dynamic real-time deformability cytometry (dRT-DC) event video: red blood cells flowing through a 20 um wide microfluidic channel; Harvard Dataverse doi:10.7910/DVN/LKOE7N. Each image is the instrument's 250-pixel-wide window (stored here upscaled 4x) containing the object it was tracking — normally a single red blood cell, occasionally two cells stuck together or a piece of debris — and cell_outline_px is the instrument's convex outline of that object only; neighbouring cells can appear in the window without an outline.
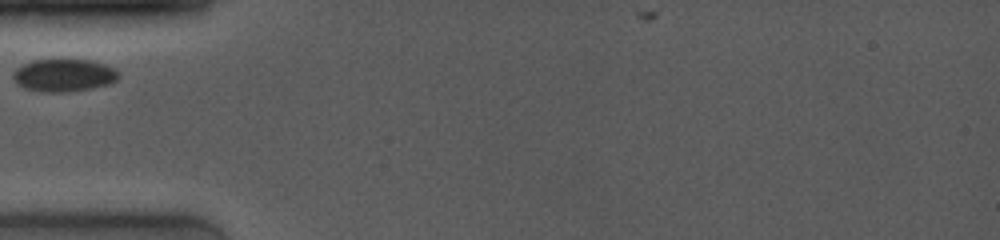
{"species": "common noctule bat (a hibernating species)", "species_latin": "Nyctalus noctula", "temperature_condition": "room temperature", "stored_images_in_passage": 20, "camera_frame_rate_fps": 4000, "um_per_image_px": 0.085, "animal": {"sex": "female", "body_mass_g": 19.0, "forearm_length_mm": 53.3}, "frame": {"image": 1, "passage_image": 1, "time_ms": 0.0, "image_size_px": [1000, 240], "cell_outline_px": [[120, 76], [116, 80], [108, 84], [92, 88], [68, 92], [40, 92], [24, 88], [12, 76], [12, 72], [16, 68], [32, 60], [60, 56], [92, 60], [104, 64], [120, 72]], "centroid_in_image_um": [5.43, 6.34], "position_along_channel_um": 79.6, "area_um2": 20.87}}